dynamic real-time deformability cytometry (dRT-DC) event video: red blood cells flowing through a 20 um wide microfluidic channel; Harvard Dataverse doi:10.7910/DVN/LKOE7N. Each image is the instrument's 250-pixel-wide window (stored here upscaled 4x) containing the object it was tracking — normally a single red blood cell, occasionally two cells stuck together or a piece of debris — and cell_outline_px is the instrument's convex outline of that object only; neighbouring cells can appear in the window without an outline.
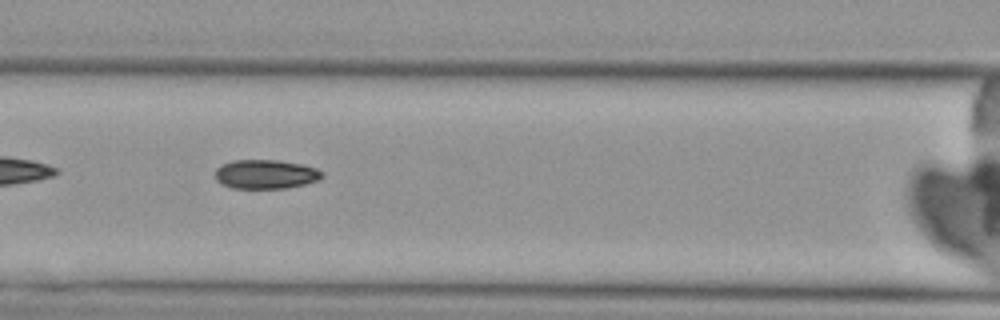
{"species": "Egyptian fruit bat (a non-hibernating species)", "species_latin": "Rousettus aegyptiacus", "temperature_condition": "cold", "stored_images_in_passage": 9, "camera_frame_rate_fps": 3000, "um_per_image_px": 0.085, "animal": {"sex": "female"}, "frame": {"image": 1, "passage_image": 7, "time_ms": 7.0, "image_size_px": [1000, 320], "cell_outline_px": [[324, 176], [320, 180], [288, 188], [232, 188], [216, 180], [216, 168], [220, 164], [236, 160], [276, 160], [300, 164], [316, 168], [324, 172]], "centroid_in_image_um": [22.61, 14.81], "position_along_channel_um": 144.0, "area_um2": 18.15}}
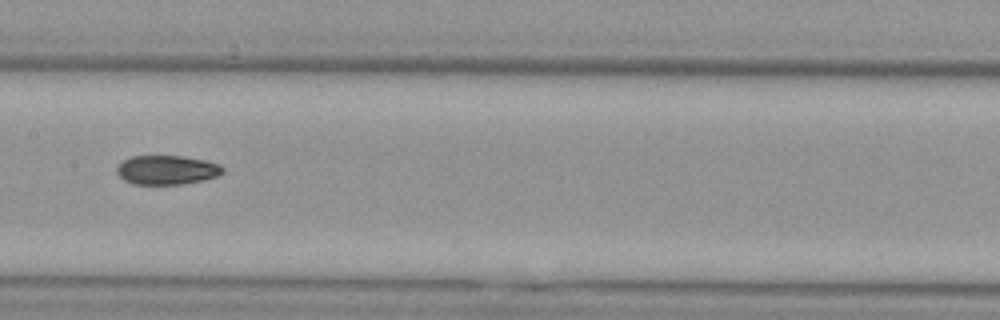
{"frame": {"image": 2, "passage_image": 8, "time_ms": 8.333, "image_size_px": [1000, 320], "cell_outline_px": [[224, 172], [216, 176], [204, 180], [180, 184], [132, 184], [124, 180], [116, 172], [116, 168], [124, 160], [132, 156], [184, 156], [204, 160], [220, 164], [224, 168]], "centroid_in_image_um": [14.19, 14.44], "position_along_channel_um": 193.2, "area_um2": 17.98}}